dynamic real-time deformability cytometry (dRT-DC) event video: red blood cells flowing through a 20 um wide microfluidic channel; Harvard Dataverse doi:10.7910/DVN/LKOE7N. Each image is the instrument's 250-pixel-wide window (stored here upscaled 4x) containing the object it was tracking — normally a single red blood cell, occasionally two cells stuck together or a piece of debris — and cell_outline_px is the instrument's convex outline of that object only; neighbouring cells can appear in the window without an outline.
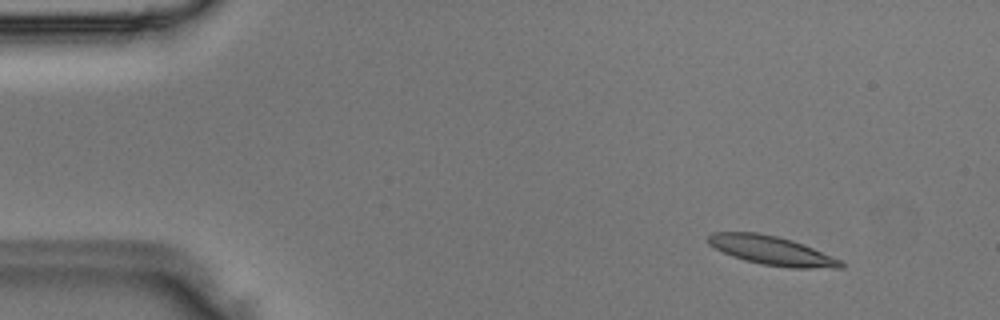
{"species": "Egyptian fruit bat (a non-hibernating species)", "species_latin": "Rousettus aegyptiacus", "temperature_condition": "room temperature", "stored_images_in_passage": 7, "camera_frame_rate_fps": 3000, "um_per_image_px": 0.085, "animal": {"sex": "male"}, "frame": {"image": 1, "passage_image": 1, "time_ms": 0.0, "image_size_px": [1000, 320], "cell_outline_px": [[844, 268], [788, 268], [760, 264], [744, 260], [732, 256], [708, 244], [708, 236], [712, 232], [756, 232], [776, 236], [792, 240], [804, 244], [832, 256], [840, 260], [844, 264]], "centroid_in_image_um": [65.6, 21.3], "position_along_channel_um": 19.4, "area_um2": 22.37}}
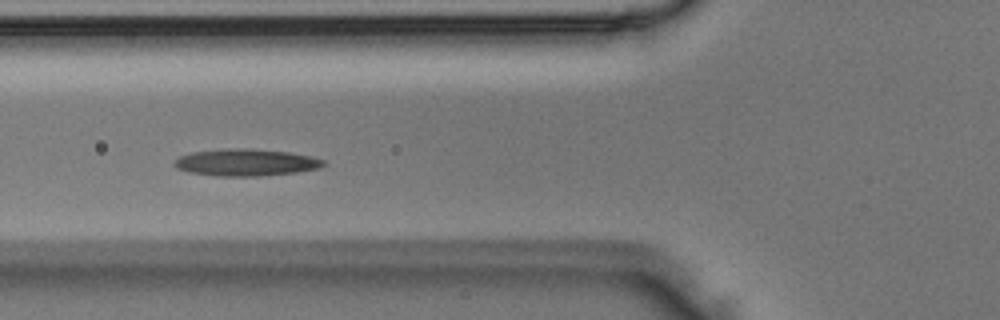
{"frame": {"image": 2, "passage_image": 5, "time_ms": 1.333, "image_size_px": [1000, 320], "cell_outline_px": [[328, 164], [320, 168], [296, 172], [260, 176], [216, 176], [188, 172], [176, 168], [172, 164], [180, 156], [192, 152], [228, 148], [244, 148], [288, 152], [312, 156], [324, 160]], "centroid_in_image_um": [20.92, 13.81], "position_along_channel_um": 104.9, "area_um2": 23.52}}
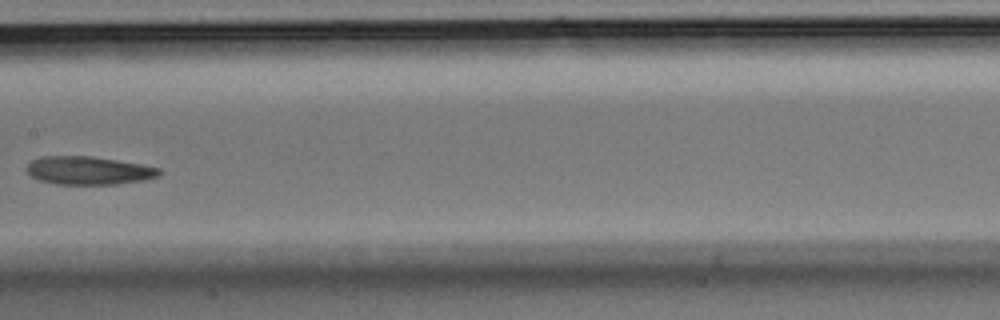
{"frame": {"image": 3, "passage_image": 7, "time_ms": 2.0, "image_size_px": [1000, 320], "cell_outline_px": [[160, 176], [144, 180], [116, 184], [56, 184], [40, 180], [32, 176], [28, 172], [28, 164], [32, 160], [40, 156], [92, 156], [140, 164], [160, 168]], "centroid_in_image_um": [7.55, 14.49], "position_along_channel_um": 199.9, "area_um2": 21.62}}